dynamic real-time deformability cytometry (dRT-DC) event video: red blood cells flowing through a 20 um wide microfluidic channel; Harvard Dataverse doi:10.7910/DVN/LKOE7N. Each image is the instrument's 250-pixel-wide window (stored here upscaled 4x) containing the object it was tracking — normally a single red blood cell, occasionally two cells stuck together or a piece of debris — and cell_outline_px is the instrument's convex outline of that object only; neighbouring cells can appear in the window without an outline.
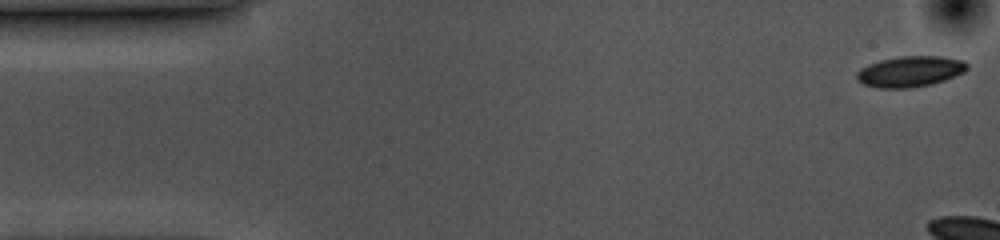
{"species": "common noctule bat (a hibernating species)", "species_latin": "Nyctalus noctula", "temperature_condition": "cold", "stored_images_in_passage": 8, "camera_frame_rate_fps": 3000, "um_per_image_px": 0.085, "animal": {"sex": "female", "body_mass_g": 10.0, "forearm_length_mm": 53.1}, "frame": {"image": 1, "passage_image": 1, "time_ms": 0.0, "image_size_px": [1000, 240], "cell_outline_px": [[968, 68], [964, 72], [944, 80], [932, 84], [912, 88], [876, 88], [864, 84], [856, 80], [856, 72], [860, 68], [868, 64], [880, 60], [900, 56], [944, 56], [964, 60], [968, 64]], "centroid_in_image_um": [77.35, 6.07], "position_along_channel_um": 7.6, "area_um2": 20.06}}